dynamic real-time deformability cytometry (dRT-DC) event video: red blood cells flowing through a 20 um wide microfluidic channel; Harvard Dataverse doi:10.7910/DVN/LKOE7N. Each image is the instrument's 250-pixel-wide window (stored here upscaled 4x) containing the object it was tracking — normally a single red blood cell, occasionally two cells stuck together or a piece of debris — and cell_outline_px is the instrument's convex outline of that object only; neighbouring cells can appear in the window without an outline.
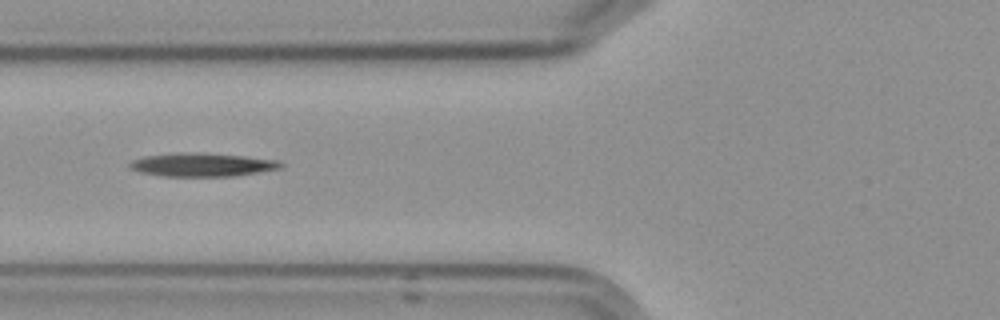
{"species": "Egyptian fruit bat (a non-hibernating species)", "species_latin": "Rousettus aegyptiacus", "temperature_condition": "cold", "stored_images_in_passage": 7, "camera_frame_rate_fps": 3000, "um_per_image_px": 0.085, "frame": {"image": 1, "passage_image": 3, "time_ms": 2.333, "image_size_px": [1000, 320], "cell_outline_px": [[284, 164], [280, 168], [232, 176], [160, 176], [140, 172], [132, 168], [128, 164], [132, 160], [144, 156], [180, 152], [204, 152], [244, 156], [280, 160]], "centroid_in_image_um": [17.17, 13.99], "position_along_channel_um": 108.6, "area_um2": 20.69}}
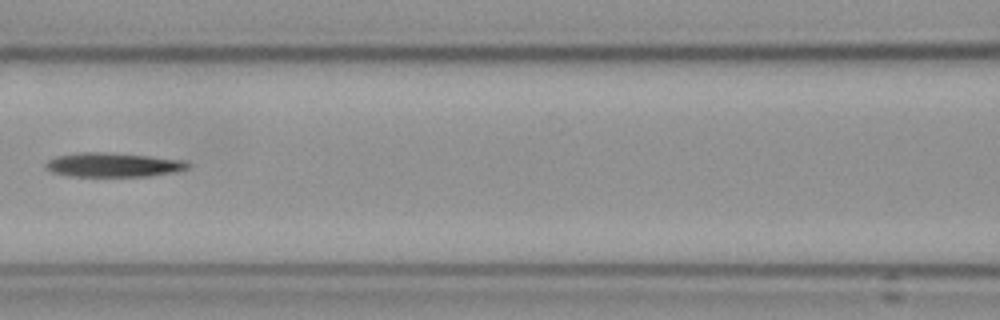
{"frame": {"image": 2, "passage_image": 4, "time_ms": 3.667, "image_size_px": [1000, 320], "cell_outline_px": [[192, 164], [188, 168], [176, 172], [148, 176], [68, 176], [52, 172], [44, 164], [48, 160], [56, 156], [76, 152], [104, 152], [148, 156], [188, 160]], "centroid_in_image_um": [9.66, 14.0], "position_along_channel_um": 156.9, "area_um2": 20.17}}
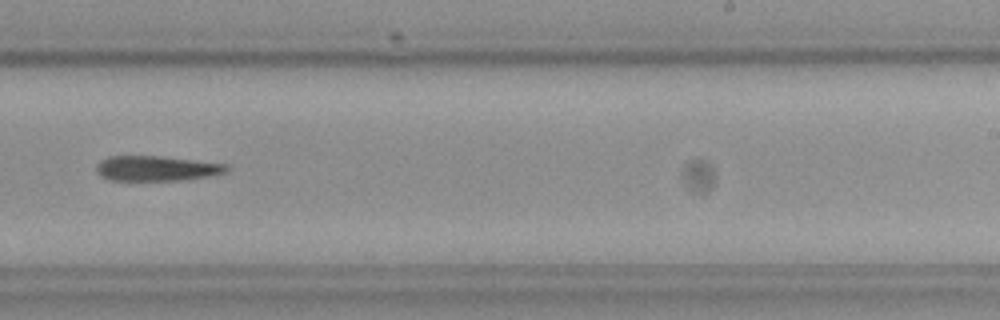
{"frame": {"image": 3, "passage_image": 7, "time_ms": 7.0, "image_size_px": [1000, 320], "cell_outline_px": [[232, 168], [228, 172], [212, 176], [188, 180], [108, 180], [100, 176], [96, 172], [96, 164], [100, 160], [108, 156], [160, 156], [228, 164]], "centroid_in_image_um": [13.35, 14.32], "position_along_channel_um": 275.7, "area_um2": 19.42}}